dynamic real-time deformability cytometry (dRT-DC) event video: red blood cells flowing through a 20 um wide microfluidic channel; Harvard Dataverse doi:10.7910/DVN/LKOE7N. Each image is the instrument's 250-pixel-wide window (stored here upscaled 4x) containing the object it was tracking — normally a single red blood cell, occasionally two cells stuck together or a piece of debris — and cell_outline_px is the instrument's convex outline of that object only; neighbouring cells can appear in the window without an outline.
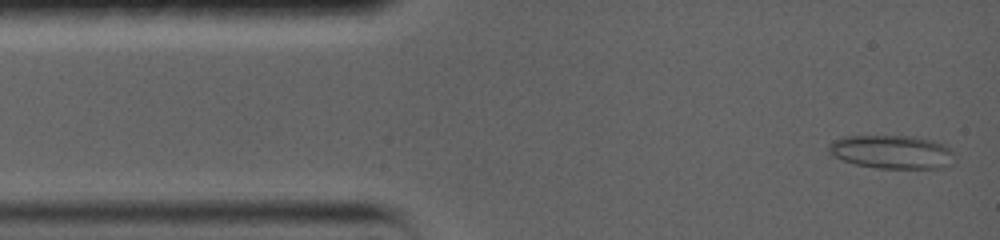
{"species": "common noctule bat (a hibernating species)", "species_latin": "Nyctalus noctula", "temperature_condition": "warm", "stored_images_in_passage": 72, "camera_frame_rate_fps": 5000, "um_per_image_px": 0.085, "animal": {"sex": "female", "body_mass_g": 19.0, "forearm_length_mm": 56.7}, "frame": {"image": 1, "passage_image": 2, "time_ms": 0.2, "image_size_px": [1000, 240], "cell_outline_px": [[956, 160], [952, 164], [944, 168], [876, 168], [856, 164], [832, 156], [828, 152], [828, 144], [832, 140], [840, 136], [916, 136], [932, 140], [944, 144], [956, 156]], "centroid_in_image_um": [75.82, 12.91], "position_along_channel_um": 9.2, "area_um2": 24.97}}
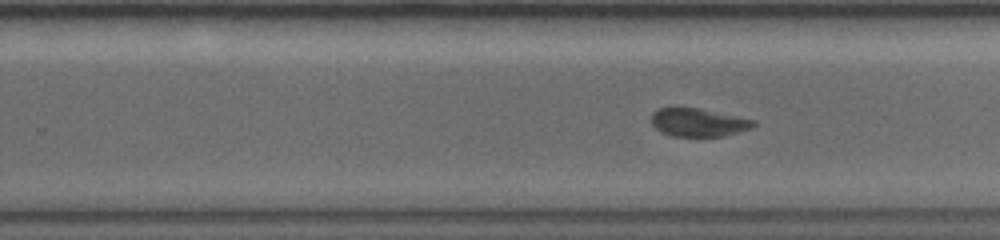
{"frame": {"image": 2, "passage_image": 36, "time_ms": 9.2, "image_size_px": [1000, 240], "cell_outline_px": [[756, 124], [752, 128], [724, 136], [672, 136], [660, 132], [652, 124], [652, 112], [660, 108], [672, 104], [676, 104], [756, 120]], "centroid_in_image_um": [59.3, 10.37], "position_along_channel_um": 270.5, "area_um2": 17.17}}
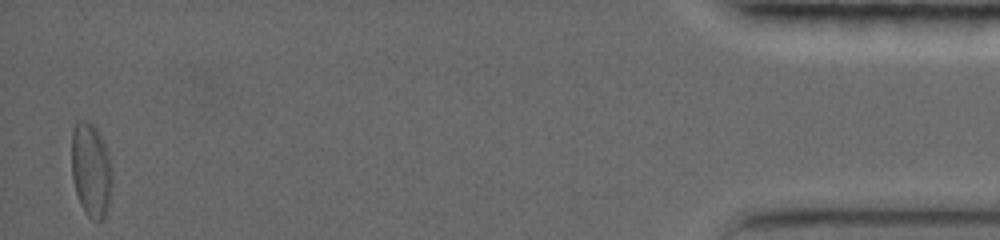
{"frame": {"image": 3, "passage_image": 71, "time_ms": 16.8, "image_size_px": [1000, 240], "cell_outline_px": [[112, 184], [108, 204], [104, 220], [96, 224], [84, 212], [80, 204], [72, 180], [72, 128], [76, 120], [88, 120], [96, 128], [104, 144], [108, 156], [112, 172]], "centroid_in_image_um": [7.72, 14.48], "position_along_channel_um": 427.5, "area_um2": 22.48}, "authors_computed_cell_mechanics": {"area_um2": 18.6694, "velocity_mm_per_s": 3.6485, "shape_relaxation_time_tau1_ms": 4.3506, "shape_relaxation_time_tau2_ms": 1.9105, "deformation_change_tau1": 0.1351, "deformation_change_tau2": 0.0529}}